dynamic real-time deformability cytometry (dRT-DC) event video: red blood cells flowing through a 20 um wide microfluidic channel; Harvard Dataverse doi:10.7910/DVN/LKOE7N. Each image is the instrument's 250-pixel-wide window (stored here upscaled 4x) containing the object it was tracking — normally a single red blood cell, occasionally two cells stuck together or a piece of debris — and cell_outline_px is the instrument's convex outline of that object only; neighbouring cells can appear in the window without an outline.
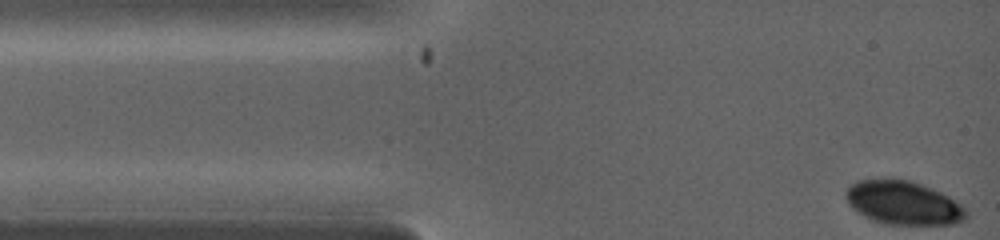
{"species": "common noctule bat (a hibernating species)", "species_latin": "Nyctalus noctula", "temperature_condition": "warm", "stored_images_in_passage": 7, "camera_frame_rate_fps": 5000, "um_per_image_px": 0.085, "animal": {"sex": "female", "body_mass_g": 19.0, "forearm_length_mm": 53.3}, "frame": {"image": 1, "passage_image": 1, "time_ms": 0.0, "image_size_px": [1000, 240], "cell_outline_px": [[968, 216], [964, 220], [952, 224], [888, 224], [872, 220], [864, 216], [852, 208], [848, 204], [844, 192], [856, 180], [908, 180], [932, 188], [948, 196], [960, 204], [968, 212]], "centroid_in_image_um": [76.77, 17.25], "position_along_channel_um": 8.2, "area_um2": 30.23}}